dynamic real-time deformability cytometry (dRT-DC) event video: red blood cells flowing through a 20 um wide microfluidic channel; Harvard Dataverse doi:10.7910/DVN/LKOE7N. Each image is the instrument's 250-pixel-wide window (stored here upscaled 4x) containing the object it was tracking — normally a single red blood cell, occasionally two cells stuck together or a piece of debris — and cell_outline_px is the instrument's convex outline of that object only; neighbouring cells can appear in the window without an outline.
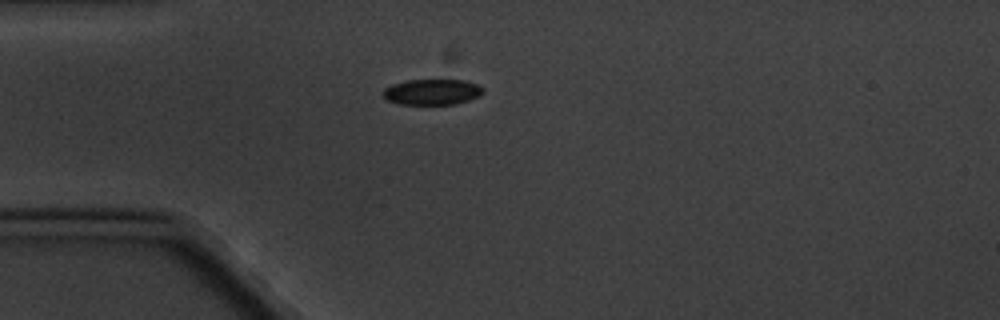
{"species": "common noctule bat (a hibernating species)", "species_latin": "Nyctalus noctula", "temperature_condition": "cold", "stored_images_in_passage": 8, "camera_frame_rate_fps": 3000, "um_per_image_px": 0.085, "animal": {"sex": "male", "body_mass_g": 20.1, "forearm_length_mm": 53.5}, "frame": {"image": 1, "passage_image": 1, "time_ms": 0.0, "image_size_px": [1000, 320], "cell_outline_px": [[484, 92], [480, 96], [456, 104], [400, 104], [388, 100], [384, 96], [384, 88], [392, 84], [408, 80], [464, 80], [480, 84], [484, 88]], "centroid_in_image_um": [36.79, 7.81], "position_along_channel_um": 48.2, "area_um2": 15.03}}
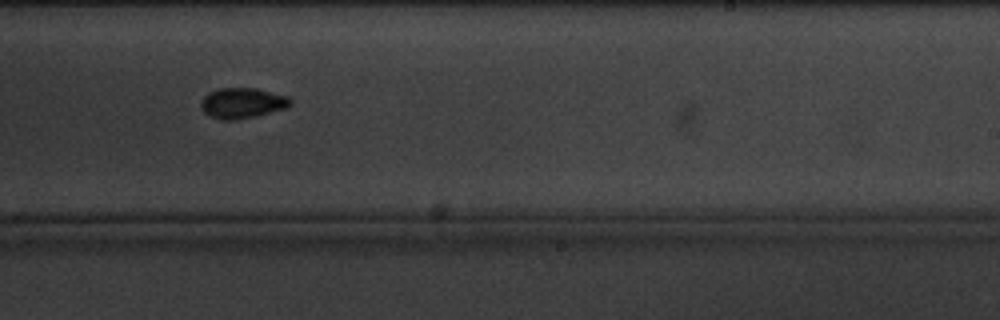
{"frame": {"image": 2, "passage_image": 7, "time_ms": 7.0, "image_size_px": [1000, 320], "cell_outline_px": [[292, 104], [288, 108], [236, 120], [220, 120], [204, 112], [200, 108], [200, 100], [208, 92], [220, 88], [256, 88], [288, 96], [292, 100]], "centroid_in_image_um": [20.59, 8.75], "position_along_channel_um": 268.4, "area_um2": 16.01}}